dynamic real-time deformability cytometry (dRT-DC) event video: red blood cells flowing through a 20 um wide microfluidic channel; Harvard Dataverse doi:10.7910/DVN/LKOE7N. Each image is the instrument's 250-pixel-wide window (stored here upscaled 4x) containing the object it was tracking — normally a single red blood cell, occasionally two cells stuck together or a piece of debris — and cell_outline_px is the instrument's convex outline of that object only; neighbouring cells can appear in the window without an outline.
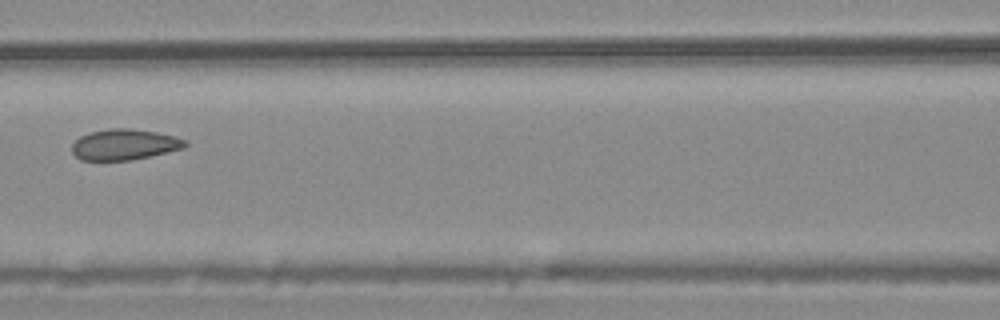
{"species": "common noctule bat (a hibernating species)", "species_latin": "Nyctalus noctula", "temperature_condition": "warm", "stored_images_in_passage": 7, "camera_frame_rate_fps": 3000, "um_per_image_px": 0.085, "animal": {"sex": "male", "body_mass_g": 20.4}, "frame": {"image": 1, "passage_image": 7, "time_ms": 2.0, "image_size_px": [1000, 320], "cell_outline_px": [[188, 144], [184, 148], [168, 152], [128, 160], [80, 160], [72, 152], [72, 144], [80, 136], [88, 132], [112, 128], [128, 128], [156, 132], [176, 136], [188, 140]], "centroid_in_image_um": [10.59, 12.27], "position_along_channel_um": 156.0, "area_um2": 20.35}}